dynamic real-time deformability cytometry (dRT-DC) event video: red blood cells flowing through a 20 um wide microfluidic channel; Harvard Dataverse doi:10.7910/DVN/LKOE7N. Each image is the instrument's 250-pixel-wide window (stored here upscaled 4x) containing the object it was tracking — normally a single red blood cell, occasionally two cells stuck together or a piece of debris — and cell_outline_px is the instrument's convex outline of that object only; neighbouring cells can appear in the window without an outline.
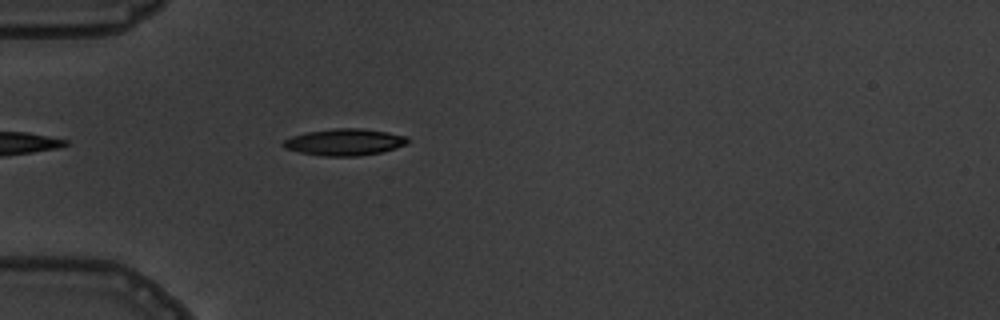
{"species": "common noctule bat (a hibernating species)", "species_latin": "Nyctalus noctula", "temperature_condition": "warm", "stored_images_in_passage": 6, "camera_frame_rate_fps": 3000, "um_per_image_px": 0.085, "animal": {"sex": "male", "body_mass_g": 19.5, "forearm_length_mm": 54.6}, "frame": {"image": 1, "passage_image": 6, "time_ms": 5.667, "image_size_px": [1000, 320], "cell_outline_px": [[408, 144], [396, 148], [380, 152], [356, 156], [324, 156], [300, 152], [284, 148], [280, 144], [284, 140], [292, 136], [308, 132], [332, 128], [364, 128], [388, 132], [408, 136]], "centroid_in_image_um": [29.3, 12.07], "position_along_channel_um": 55.7, "area_um2": 19.42}}